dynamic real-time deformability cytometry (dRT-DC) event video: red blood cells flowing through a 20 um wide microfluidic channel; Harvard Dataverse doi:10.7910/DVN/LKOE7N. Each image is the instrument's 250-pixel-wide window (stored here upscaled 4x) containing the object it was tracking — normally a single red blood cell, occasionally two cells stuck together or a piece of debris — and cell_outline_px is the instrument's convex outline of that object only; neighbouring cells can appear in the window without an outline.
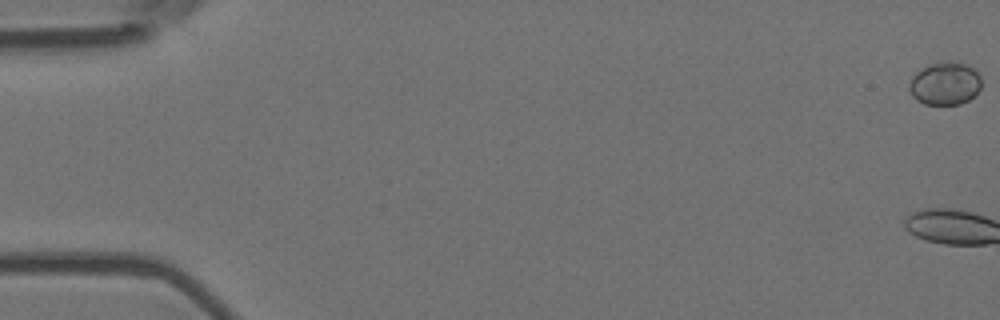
{"species": "Egyptian fruit bat (a non-hibernating species)", "species_latin": "Rousettus aegyptiacus", "temperature_condition": "room temperature", "stored_images_in_passage": 4, "camera_frame_rate_fps": 3000, "um_per_image_px": 0.085, "animal": {"sex": "female"}, "frame": {"image": 1, "passage_image": 1, "time_ms": 0.0, "image_size_px": [1000, 320], "cell_outline_px": [[980, 88], [968, 100], [960, 104], [924, 104], [916, 100], [912, 96], [908, 88], [908, 84], [912, 76], [920, 68], [932, 64], [964, 64], [976, 68], [980, 76]], "centroid_in_image_um": [80.29, 7.13], "position_along_channel_um": 4.7, "area_um2": 17.69}}